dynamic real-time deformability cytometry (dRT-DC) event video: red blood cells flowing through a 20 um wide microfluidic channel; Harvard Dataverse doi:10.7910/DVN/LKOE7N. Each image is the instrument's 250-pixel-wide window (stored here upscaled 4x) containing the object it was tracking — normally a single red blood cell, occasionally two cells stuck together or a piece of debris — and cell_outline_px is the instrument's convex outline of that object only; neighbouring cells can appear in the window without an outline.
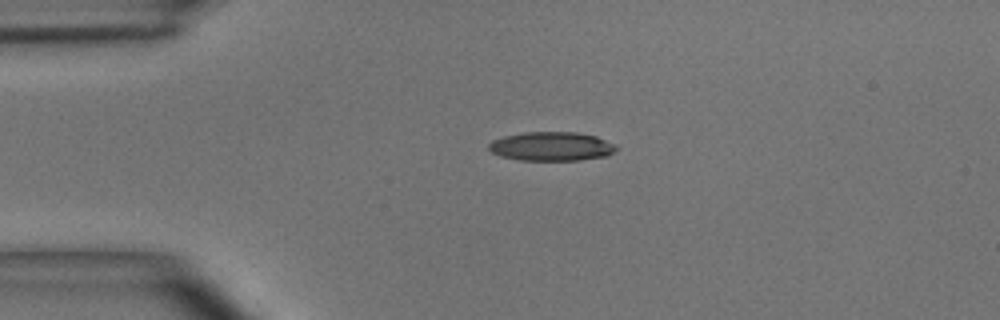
{"species": "common noctule bat (a hibernating species)", "species_latin": "Nyctalus noctula", "temperature_condition": "room temperature", "stored_images_in_passage": 2, "camera_frame_rate_fps": 3000, "um_per_image_px": 0.085, "animal": {"sex": "male", "body_mass_g": 15.6}, "frame": {"image": 1, "passage_image": 1, "time_ms": 0.0, "image_size_px": [1000, 320], "cell_outline_px": [[620, 148], [616, 152], [608, 156], [580, 160], [520, 160], [500, 156], [492, 152], [488, 148], [488, 144], [492, 140], [504, 136], [524, 132], [576, 132], [596, 136], [616, 144]], "centroid_in_image_um": [46.93, 12.44], "position_along_channel_um": 38.1, "area_um2": 21.79}}